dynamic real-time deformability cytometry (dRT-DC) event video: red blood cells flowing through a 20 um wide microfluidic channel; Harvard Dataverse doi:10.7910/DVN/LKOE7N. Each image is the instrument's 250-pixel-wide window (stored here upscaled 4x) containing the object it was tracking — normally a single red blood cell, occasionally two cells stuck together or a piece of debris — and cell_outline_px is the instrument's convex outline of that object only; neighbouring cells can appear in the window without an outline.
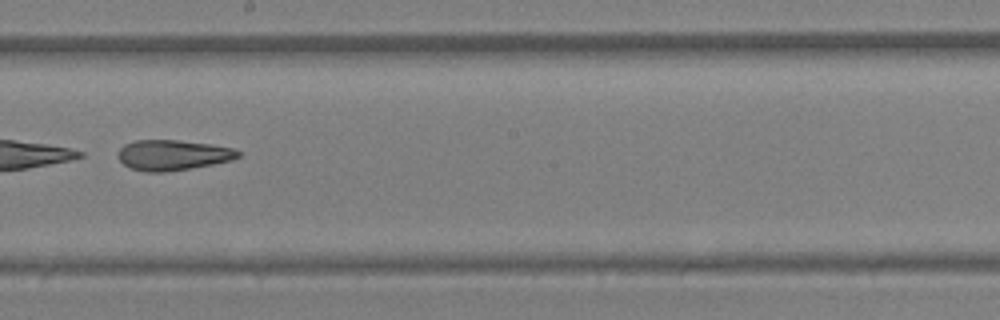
{"species": "Egyptian fruit bat (a non-hibernating species)", "species_latin": "Rousettus aegyptiacus", "temperature_condition": "warm", "stored_images_in_passage": 40, "camera_frame_rate_fps": 3000, "um_per_image_px": 0.085, "animal": {"sex": "female"}, "frame": {"image": 1, "passage_image": 18, "time_ms": 5.667, "image_size_px": [1000, 320], "cell_outline_px": [[240, 156], [232, 160], [192, 168], [164, 172], [144, 172], [132, 168], [124, 164], [116, 156], [116, 152], [124, 144], [136, 140], [176, 140], [208, 144], [232, 148], [240, 152]], "centroid_in_image_um": [14.64, 13.18], "position_along_channel_um": 233.6, "area_um2": 21.21}, "authors_computed_cell_mechanics": {"area_um2": 23.0333, "velocity_mm_per_s": 3.8395, "shape_relaxation_time_tau1_ms": 1.4466, "shape_relaxation_time_tau2_ms": 5.0611, "deformation_change_tau1": 0.2833, "deformation_change_tau2": 0.1543}}